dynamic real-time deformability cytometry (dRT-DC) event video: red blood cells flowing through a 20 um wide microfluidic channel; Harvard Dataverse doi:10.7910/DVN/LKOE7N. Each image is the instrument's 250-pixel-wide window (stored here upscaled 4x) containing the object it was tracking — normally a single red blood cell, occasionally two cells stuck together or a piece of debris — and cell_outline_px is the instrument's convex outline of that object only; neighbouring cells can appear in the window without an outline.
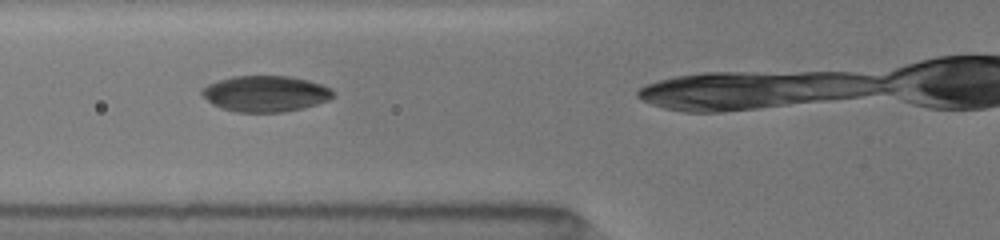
{"species": "common noctule bat (a hibernating species)", "species_latin": "Nyctalus noctula", "temperature_condition": "room temperature", "stored_images_in_passage": 7, "camera_frame_rate_fps": 3000, "um_per_image_px": 0.085, "animal": {"sex": "female", "body_mass_g": 19.5, "forearm_length_mm": 54.1}, "frame": {"image": 1, "passage_image": 5, "time_ms": 2.667, "image_size_px": [1000, 240], "cell_outline_px": [[332, 96], [328, 100], [316, 104], [284, 112], [236, 112], [220, 108], [212, 104], [200, 92], [200, 88], [208, 84], [232, 76], [288, 76], [308, 80], [332, 88]], "centroid_in_image_um": [22.52, 7.96], "position_along_channel_um": 103.3, "area_um2": 27.4}}